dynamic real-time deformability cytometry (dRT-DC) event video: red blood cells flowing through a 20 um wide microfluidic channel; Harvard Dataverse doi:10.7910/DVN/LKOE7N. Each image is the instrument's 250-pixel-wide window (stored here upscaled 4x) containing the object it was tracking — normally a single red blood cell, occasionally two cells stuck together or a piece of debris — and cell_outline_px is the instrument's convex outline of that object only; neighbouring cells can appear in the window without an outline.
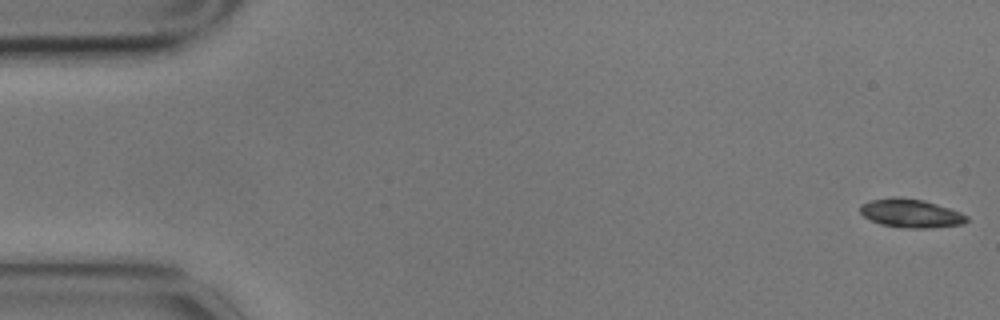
{"species": "common noctule bat (a hibernating species)", "species_latin": "Nyctalus noctula", "temperature_condition": "cold", "stored_images_in_passage": 5, "camera_frame_rate_fps": 3000, "um_per_image_px": 0.085, "animal": {"sex": "male", "body_mass_g": 17.9}, "frame": {"image": 1, "passage_image": 1, "time_ms": 0.0, "image_size_px": [1000, 320], "cell_outline_px": [[968, 220], [964, 224], [928, 228], [900, 228], [880, 224], [864, 216], [860, 212], [860, 204], [868, 200], [892, 196], [900, 196], [924, 200], [960, 212], [968, 216]], "centroid_in_image_um": [77.39, 18.12], "position_along_channel_um": 7.6, "area_um2": 17.98}}
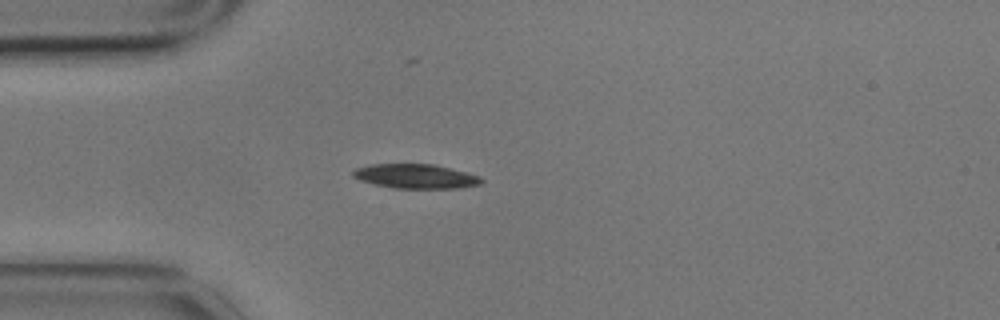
{"frame": {"image": 2, "passage_image": 5, "time_ms": 1.333, "image_size_px": [1000, 320], "cell_outline_px": [[484, 180], [480, 184], [460, 188], [392, 188], [360, 180], [352, 176], [352, 172], [356, 168], [372, 164], [432, 164], [468, 172], [480, 176]], "centroid_in_image_um": [35.35, 14.98], "position_along_channel_um": 49.6, "area_um2": 18.21}}